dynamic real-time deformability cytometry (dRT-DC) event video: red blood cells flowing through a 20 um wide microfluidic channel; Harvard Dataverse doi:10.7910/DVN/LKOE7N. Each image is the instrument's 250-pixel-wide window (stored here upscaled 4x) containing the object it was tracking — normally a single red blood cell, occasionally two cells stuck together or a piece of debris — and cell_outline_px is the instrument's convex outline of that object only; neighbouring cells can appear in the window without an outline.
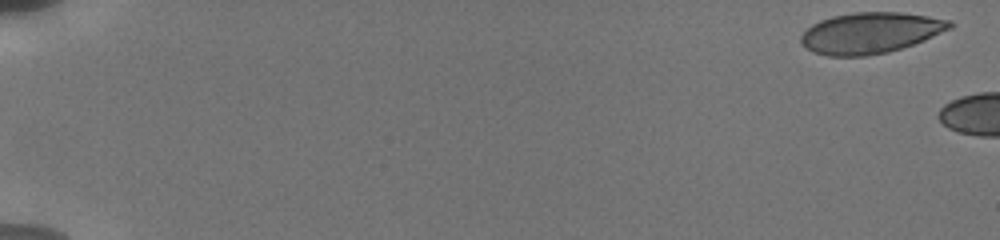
{"species": "human", "species_latin": "Homo sapiens", "temperature_condition": "cold", "stored_images_in_passage": 3, "camera_frame_rate_fps": 3000, "um_per_image_px": 0.085, "donor": {"sex": "male"}, "frame": {"image": 1, "passage_image": 1, "time_ms": 0.0, "image_size_px": [1000, 240], "cell_outline_px": [[956, 24], [952, 28], [924, 40], [888, 52], [864, 56], [828, 56], [812, 52], [804, 48], [800, 40], [800, 36], [812, 24], [820, 20], [832, 16], [856, 12], [900, 12], [928, 16], [952, 20]], "centroid_in_image_um": [73.98, 2.79], "position_along_channel_um": 11.0, "area_um2": 35.66}}